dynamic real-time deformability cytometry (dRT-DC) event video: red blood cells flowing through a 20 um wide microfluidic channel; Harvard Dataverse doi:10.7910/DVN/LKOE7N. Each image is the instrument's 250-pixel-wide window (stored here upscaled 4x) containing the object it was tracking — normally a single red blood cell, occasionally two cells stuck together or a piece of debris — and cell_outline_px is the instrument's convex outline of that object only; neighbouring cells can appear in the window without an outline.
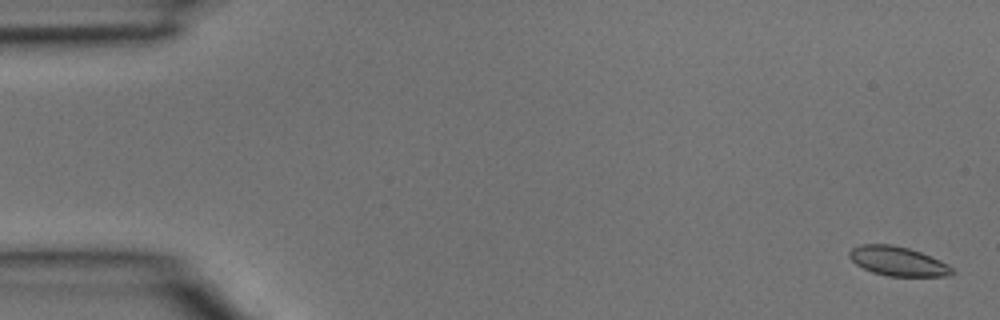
{"species": "common noctule bat (a hibernating species)", "species_latin": "Nyctalus noctula", "temperature_condition": "room temperature", "stored_images_in_passage": 4, "camera_frame_rate_fps": 3000, "um_per_image_px": 0.085, "animal": {"sex": "male", "body_mass_g": 15.6}, "frame": {"image": 1, "passage_image": 1, "time_ms": 0.0, "image_size_px": [1000, 320], "cell_outline_px": [[956, 272], [948, 276], [888, 276], [872, 272], [856, 264], [848, 256], [848, 252], [852, 248], [860, 244], [892, 244], [908, 248], [920, 252], [940, 260], [948, 264]], "centroid_in_image_um": [76.31, 22.2], "position_along_channel_um": 8.7, "area_um2": 17.57}}
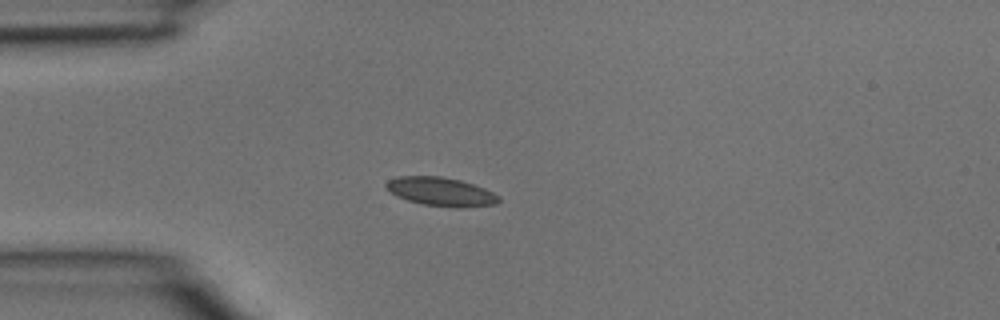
{"frame": {"image": 2, "passage_image": 4, "time_ms": 1.0, "image_size_px": [1000, 320], "cell_outline_px": [[500, 200], [496, 204], [464, 208], [452, 208], [424, 204], [408, 200], [396, 196], [384, 188], [384, 184], [388, 180], [400, 176], [440, 176], [460, 180], [484, 188], [500, 196]], "centroid_in_image_um": [37.47, 16.3], "position_along_channel_um": 47.5, "area_um2": 18.96}}